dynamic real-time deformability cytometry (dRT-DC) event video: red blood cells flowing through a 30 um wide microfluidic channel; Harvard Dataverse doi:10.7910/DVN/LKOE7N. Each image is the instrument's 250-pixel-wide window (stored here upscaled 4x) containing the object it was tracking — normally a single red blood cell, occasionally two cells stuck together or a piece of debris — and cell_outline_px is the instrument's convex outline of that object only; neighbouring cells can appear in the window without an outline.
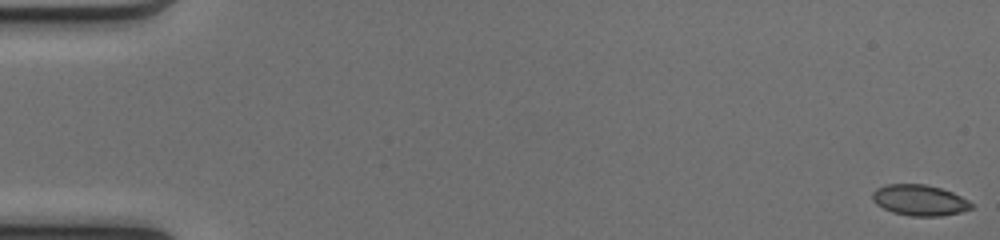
{"species": "common noctule bat (a hibernating species)", "species_latin": "Nyctalus noctula", "temperature_condition": "cold", "stored_images_in_passage": 51, "camera_frame_rate_fps": 3000, "um_per_image_px": 0.085, "animal": {"sex": "female", "body_mass_g": 17.0, "forearm_length_mm": 48.0}, "frame": {"image": 1, "passage_image": 1, "time_ms": 0.0, "image_size_px": [1000, 240], "cell_outline_px": [[972, 208], [960, 212], [940, 216], [912, 216], [892, 212], [876, 204], [872, 200], [872, 192], [876, 188], [884, 184], [924, 184], [940, 188], [952, 192], [968, 200], [972, 204]], "centroid_in_image_um": [78.13, 17.01], "position_along_channel_um": 6.9, "area_um2": 17.74}}
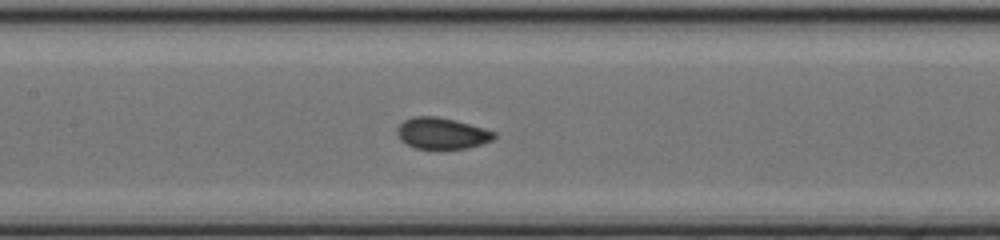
{"frame": {"image": 2, "passage_image": 25, "time_ms": 8.0, "image_size_px": [1000, 240], "cell_outline_px": [[496, 136], [492, 140], [468, 148], [416, 148], [400, 140], [396, 132], [396, 128], [404, 120], [412, 116], [436, 116], [484, 128], [496, 132]], "centroid_in_image_um": [37.53, 11.32], "position_along_channel_um": 169.9, "area_um2": 17.46}}
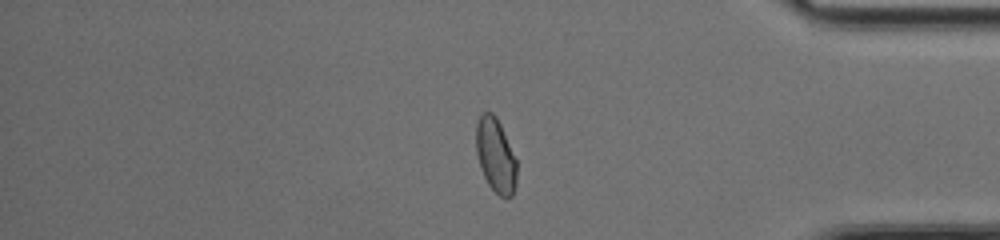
{"frame": {"image": 3, "passage_image": 43, "time_ms": 14.0, "image_size_px": [1000, 240], "cell_outline_px": [[516, 184], [512, 196], [500, 196], [488, 184], [484, 176], [476, 152], [476, 124], [480, 116], [484, 112], [492, 112], [496, 116], [500, 124], [516, 160]], "centroid_in_image_um": [42.12, 13.19], "position_along_channel_um": 393.1, "area_um2": 17.22}, "authors_computed_cell_mechanics": {"area_um2": 17.918, "velocity_mm_per_s": 4.1286, "shape_relaxation_time_tau1_ms": 3.5959, "shape_relaxation_time_tau2_ms": null, "deformation_change_tau1": 0.1042, "deformation_change_tau2": null}}